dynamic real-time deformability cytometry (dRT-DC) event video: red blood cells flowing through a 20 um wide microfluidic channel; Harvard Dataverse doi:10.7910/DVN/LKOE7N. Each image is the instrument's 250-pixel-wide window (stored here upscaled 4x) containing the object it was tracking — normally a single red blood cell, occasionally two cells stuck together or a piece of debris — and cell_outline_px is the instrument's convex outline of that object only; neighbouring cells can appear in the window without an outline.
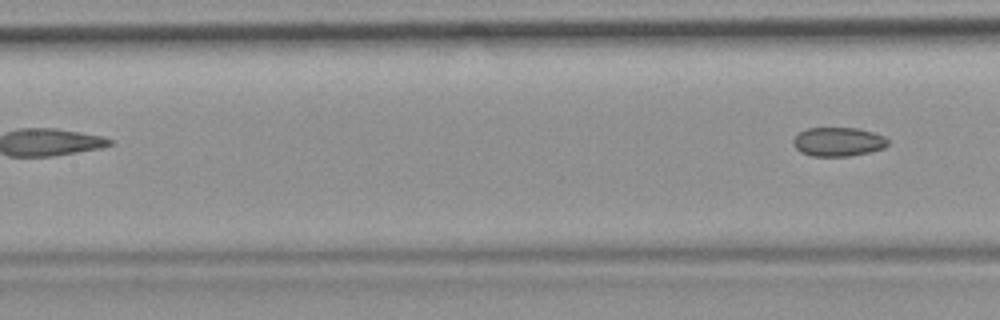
{"species": "common noctule bat (a hibernating species)", "species_latin": "Nyctalus noctula", "temperature_condition": "room temperature", "stored_images_in_passage": 7, "segment_of_instrument_passage": [2, 2], "camera_frame_rate_fps": 3000, "um_per_image_px": 0.085, "animal": {"sex": "female", "body_mass_g": 19.9}, "frame": {"image": 1, "passage_image": 7, "time_ms": 7.0, "image_size_px": [1000, 320], "cell_outline_px": [[888, 144], [884, 148], [872, 152], [848, 156], [812, 156], [800, 152], [792, 144], [792, 140], [800, 132], [808, 128], [856, 128], [872, 132], [884, 136], [888, 140]], "centroid_in_image_um": [71.24, 12.06], "position_along_channel_um": 136.2, "area_um2": 16.01}}